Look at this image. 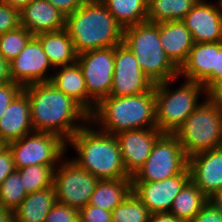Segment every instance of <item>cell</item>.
I'll list each match as a JSON object with an SVG mask.
<instances>
[{
  "label": "cell",
  "instance_id": "21",
  "mask_svg": "<svg viewBox=\"0 0 222 222\" xmlns=\"http://www.w3.org/2000/svg\"><path fill=\"white\" fill-rule=\"evenodd\" d=\"M158 30L163 50L171 62L180 69L194 45L190 30L182 20L159 22Z\"/></svg>",
  "mask_w": 222,
  "mask_h": 222
},
{
  "label": "cell",
  "instance_id": "10",
  "mask_svg": "<svg viewBox=\"0 0 222 222\" xmlns=\"http://www.w3.org/2000/svg\"><path fill=\"white\" fill-rule=\"evenodd\" d=\"M55 168L53 186L57 201L77 210L89 204L99 179L71 159Z\"/></svg>",
  "mask_w": 222,
  "mask_h": 222
},
{
  "label": "cell",
  "instance_id": "43",
  "mask_svg": "<svg viewBox=\"0 0 222 222\" xmlns=\"http://www.w3.org/2000/svg\"><path fill=\"white\" fill-rule=\"evenodd\" d=\"M222 77V47L216 52L215 68H213V82Z\"/></svg>",
  "mask_w": 222,
  "mask_h": 222
},
{
  "label": "cell",
  "instance_id": "11",
  "mask_svg": "<svg viewBox=\"0 0 222 222\" xmlns=\"http://www.w3.org/2000/svg\"><path fill=\"white\" fill-rule=\"evenodd\" d=\"M85 78L88 96L97 104L111 92L114 72V47L89 50L77 55Z\"/></svg>",
  "mask_w": 222,
  "mask_h": 222
},
{
  "label": "cell",
  "instance_id": "7",
  "mask_svg": "<svg viewBox=\"0 0 222 222\" xmlns=\"http://www.w3.org/2000/svg\"><path fill=\"white\" fill-rule=\"evenodd\" d=\"M173 80L155 85L156 128L162 133L174 134L187 117L201 104V92L206 88L199 82L185 80L183 85L171 91Z\"/></svg>",
  "mask_w": 222,
  "mask_h": 222
},
{
  "label": "cell",
  "instance_id": "16",
  "mask_svg": "<svg viewBox=\"0 0 222 222\" xmlns=\"http://www.w3.org/2000/svg\"><path fill=\"white\" fill-rule=\"evenodd\" d=\"M157 128L120 132L115 136L120 145L126 172L133 177L148 159L156 140L162 135Z\"/></svg>",
  "mask_w": 222,
  "mask_h": 222
},
{
  "label": "cell",
  "instance_id": "3",
  "mask_svg": "<svg viewBox=\"0 0 222 222\" xmlns=\"http://www.w3.org/2000/svg\"><path fill=\"white\" fill-rule=\"evenodd\" d=\"M65 30L77 54L116 47L122 43L123 27L100 0H89L65 17Z\"/></svg>",
  "mask_w": 222,
  "mask_h": 222
},
{
  "label": "cell",
  "instance_id": "32",
  "mask_svg": "<svg viewBox=\"0 0 222 222\" xmlns=\"http://www.w3.org/2000/svg\"><path fill=\"white\" fill-rule=\"evenodd\" d=\"M28 194L23 188L20 173L15 170L0 185V203L14 211Z\"/></svg>",
  "mask_w": 222,
  "mask_h": 222
},
{
  "label": "cell",
  "instance_id": "26",
  "mask_svg": "<svg viewBox=\"0 0 222 222\" xmlns=\"http://www.w3.org/2000/svg\"><path fill=\"white\" fill-rule=\"evenodd\" d=\"M207 202L208 197L190 180L175 197L170 213L182 222H190Z\"/></svg>",
  "mask_w": 222,
  "mask_h": 222
},
{
  "label": "cell",
  "instance_id": "4",
  "mask_svg": "<svg viewBox=\"0 0 222 222\" xmlns=\"http://www.w3.org/2000/svg\"><path fill=\"white\" fill-rule=\"evenodd\" d=\"M87 124L67 141L78 153L72 161L99 180L132 178L125 170L117 137Z\"/></svg>",
  "mask_w": 222,
  "mask_h": 222
},
{
  "label": "cell",
  "instance_id": "25",
  "mask_svg": "<svg viewBox=\"0 0 222 222\" xmlns=\"http://www.w3.org/2000/svg\"><path fill=\"white\" fill-rule=\"evenodd\" d=\"M132 192V178L99 180L89 205L113 211Z\"/></svg>",
  "mask_w": 222,
  "mask_h": 222
},
{
  "label": "cell",
  "instance_id": "19",
  "mask_svg": "<svg viewBox=\"0 0 222 222\" xmlns=\"http://www.w3.org/2000/svg\"><path fill=\"white\" fill-rule=\"evenodd\" d=\"M20 25L36 36L65 29V16L47 0H32L20 10Z\"/></svg>",
  "mask_w": 222,
  "mask_h": 222
},
{
  "label": "cell",
  "instance_id": "42",
  "mask_svg": "<svg viewBox=\"0 0 222 222\" xmlns=\"http://www.w3.org/2000/svg\"><path fill=\"white\" fill-rule=\"evenodd\" d=\"M149 222H182L170 212L153 213Z\"/></svg>",
  "mask_w": 222,
  "mask_h": 222
},
{
  "label": "cell",
  "instance_id": "31",
  "mask_svg": "<svg viewBox=\"0 0 222 222\" xmlns=\"http://www.w3.org/2000/svg\"><path fill=\"white\" fill-rule=\"evenodd\" d=\"M34 36L23 26L0 34V54L10 63Z\"/></svg>",
  "mask_w": 222,
  "mask_h": 222
},
{
  "label": "cell",
  "instance_id": "29",
  "mask_svg": "<svg viewBox=\"0 0 222 222\" xmlns=\"http://www.w3.org/2000/svg\"><path fill=\"white\" fill-rule=\"evenodd\" d=\"M58 165H30L17 169L27 194L53 186L54 171Z\"/></svg>",
  "mask_w": 222,
  "mask_h": 222
},
{
  "label": "cell",
  "instance_id": "14",
  "mask_svg": "<svg viewBox=\"0 0 222 222\" xmlns=\"http://www.w3.org/2000/svg\"><path fill=\"white\" fill-rule=\"evenodd\" d=\"M50 67L52 66L40 41L34 36L10 62V76L13 82L23 87L34 83L50 82L52 76L47 74Z\"/></svg>",
  "mask_w": 222,
  "mask_h": 222
},
{
  "label": "cell",
  "instance_id": "38",
  "mask_svg": "<svg viewBox=\"0 0 222 222\" xmlns=\"http://www.w3.org/2000/svg\"><path fill=\"white\" fill-rule=\"evenodd\" d=\"M190 222H222V213L208 201Z\"/></svg>",
  "mask_w": 222,
  "mask_h": 222
},
{
  "label": "cell",
  "instance_id": "30",
  "mask_svg": "<svg viewBox=\"0 0 222 222\" xmlns=\"http://www.w3.org/2000/svg\"><path fill=\"white\" fill-rule=\"evenodd\" d=\"M151 212L142 201L131 192L112 211V222H149Z\"/></svg>",
  "mask_w": 222,
  "mask_h": 222
},
{
  "label": "cell",
  "instance_id": "18",
  "mask_svg": "<svg viewBox=\"0 0 222 222\" xmlns=\"http://www.w3.org/2000/svg\"><path fill=\"white\" fill-rule=\"evenodd\" d=\"M222 47L221 42L194 43L186 62L179 69V76L188 81L201 83L206 89L213 83L216 52Z\"/></svg>",
  "mask_w": 222,
  "mask_h": 222
},
{
  "label": "cell",
  "instance_id": "28",
  "mask_svg": "<svg viewBox=\"0 0 222 222\" xmlns=\"http://www.w3.org/2000/svg\"><path fill=\"white\" fill-rule=\"evenodd\" d=\"M199 0H148L147 22L183 20Z\"/></svg>",
  "mask_w": 222,
  "mask_h": 222
},
{
  "label": "cell",
  "instance_id": "41",
  "mask_svg": "<svg viewBox=\"0 0 222 222\" xmlns=\"http://www.w3.org/2000/svg\"><path fill=\"white\" fill-rule=\"evenodd\" d=\"M10 63L0 54V85L12 83Z\"/></svg>",
  "mask_w": 222,
  "mask_h": 222
},
{
  "label": "cell",
  "instance_id": "34",
  "mask_svg": "<svg viewBox=\"0 0 222 222\" xmlns=\"http://www.w3.org/2000/svg\"><path fill=\"white\" fill-rule=\"evenodd\" d=\"M20 26V11L0 0V34Z\"/></svg>",
  "mask_w": 222,
  "mask_h": 222
},
{
  "label": "cell",
  "instance_id": "6",
  "mask_svg": "<svg viewBox=\"0 0 222 222\" xmlns=\"http://www.w3.org/2000/svg\"><path fill=\"white\" fill-rule=\"evenodd\" d=\"M174 135L188 158L222 147V106L205 97Z\"/></svg>",
  "mask_w": 222,
  "mask_h": 222
},
{
  "label": "cell",
  "instance_id": "24",
  "mask_svg": "<svg viewBox=\"0 0 222 222\" xmlns=\"http://www.w3.org/2000/svg\"><path fill=\"white\" fill-rule=\"evenodd\" d=\"M56 202L54 186L29 193L14 210V222H44Z\"/></svg>",
  "mask_w": 222,
  "mask_h": 222
},
{
  "label": "cell",
  "instance_id": "39",
  "mask_svg": "<svg viewBox=\"0 0 222 222\" xmlns=\"http://www.w3.org/2000/svg\"><path fill=\"white\" fill-rule=\"evenodd\" d=\"M65 17L79 9L80 5L89 0H47Z\"/></svg>",
  "mask_w": 222,
  "mask_h": 222
},
{
  "label": "cell",
  "instance_id": "5",
  "mask_svg": "<svg viewBox=\"0 0 222 222\" xmlns=\"http://www.w3.org/2000/svg\"><path fill=\"white\" fill-rule=\"evenodd\" d=\"M122 43L135 55L153 84L179 78V69L167 57L159 38L158 23L144 22L123 31Z\"/></svg>",
  "mask_w": 222,
  "mask_h": 222
},
{
  "label": "cell",
  "instance_id": "33",
  "mask_svg": "<svg viewBox=\"0 0 222 222\" xmlns=\"http://www.w3.org/2000/svg\"><path fill=\"white\" fill-rule=\"evenodd\" d=\"M44 222H79V210L57 201Z\"/></svg>",
  "mask_w": 222,
  "mask_h": 222
},
{
  "label": "cell",
  "instance_id": "13",
  "mask_svg": "<svg viewBox=\"0 0 222 222\" xmlns=\"http://www.w3.org/2000/svg\"><path fill=\"white\" fill-rule=\"evenodd\" d=\"M190 181V171L162 181H132V192L149 209L151 214L170 212L177 194Z\"/></svg>",
  "mask_w": 222,
  "mask_h": 222
},
{
  "label": "cell",
  "instance_id": "37",
  "mask_svg": "<svg viewBox=\"0 0 222 222\" xmlns=\"http://www.w3.org/2000/svg\"><path fill=\"white\" fill-rule=\"evenodd\" d=\"M16 170L12 154L9 148L4 145L0 149V185L5 178Z\"/></svg>",
  "mask_w": 222,
  "mask_h": 222
},
{
  "label": "cell",
  "instance_id": "20",
  "mask_svg": "<svg viewBox=\"0 0 222 222\" xmlns=\"http://www.w3.org/2000/svg\"><path fill=\"white\" fill-rule=\"evenodd\" d=\"M33 131L30 101L22 91L4 110L0 118V141L6 145Z\"/></svg>",
  "mask_w": 222,
  "mask_h": 222
},
{
  "label": "cell",
  "instance_id": "23",
  "mask_svg": "<svg viewBox=\"0 0 222 222\" xmlns=\"http://www.w3.org/2000/svg\"><path fill=\"white\" fill-rule=\"evenodd\" d=\"M41 43L44 53L53 68L76 63L77 53L72 39L65 29L41 33L35 36Z\"/></svg>",
  "mask_w": 222,
  "mask_h": 222
},
{
  "label": "cell",
  "instance_id": "40",
  "mask_svg": "<svg viewBox=\"0 0 222 222\" xmlns=\"http://www.w3.org/2000/svg\"><path fill=\"white\" fill-rule=\"evenodd\" d=\"M207 95V96H206ZM206 98L222 106V77L216 79L207 89Z\"/></svg>",
  "mask_w": 222,
  "mask_h": 222
},
{
  "label": "cell",
  "instance_id": "9",
  "mask_svg": "<svg viewBox=\"0 0 222 222\" xmlns=\"http://www.w3.org/2000/svg\"><path fill=\"white\" fill-rule=\"evenodd\" d=\"M66 144L57 134L33 131L6 146L17 170L30 165H58L67 150Z\"/></svg>",
  "mask_w": 222,
  "mask_h": 222
},
{
  "label": "cell",
  "instance_id": "8",
  "mask_svg": "<svg viewBox=\"0 0 222 222\" xmlns=\"http://www.w3.org/2000/svg\"><path fill=\"white\" fill-rule=\"evenodd\" d=\"M187 168L188 157L177 137L163 133L132 181H162L183 173Z\"/></svg>",
  "mask_w": 222,
  "mask_h": 222
},
{
  "label": "cell",
  "instance_id": "46",
  "mask_svg": "<svg viewBox=\"0 0 222 222\" xmlns=\"http://www.w3.org/2000/svg\"><path fill=\"white\" fill-rule=\"evenodd\" d=\"M3 3L9 5L10 7L16 8L19 11L27 6L32 0H1Z\"/></svg>",
  "mask_w": 222,
  "mask_h": 222
},
{
  "label": "cell",
  "instance_id": "12",
  "mask_svg": "<svg viewBox=\"0 0 222 222\" xmlns=\"http://www.w3.org/2000/svg\"><path fill=\"white\" fill-rule=\"evenodd\" d=\"M154 84L123 43L114 47V72L109 96L124 97L149 91Z\"/></svg>",
  "mask_w": 222,
  "mask_h": 222
},
{
  "label": "cell",
  "instance_id": "22",
  "mask_svg": "<svg viewBox=\"0 0 222 222\" xmlns=\"http://www.w3.org/2000/svg\"><path fill=\"white\" fill-rule=\"evenodd\" d=\"M58 68V72L51 75L50 82L66 96L76 101L90 115L96 103L88 96L85 78L79 64L76 62Z\"/></svg>",
  "mask_w": 222,
  "mask_h": 222
},
{
  "label": "cell",
  "instance_id": "1",
  "mask_svg": "<svg viewBox=\"0 0 222 222\" xmlns=\"http://www.w3.org/2000/svg\"><path fill=\"white\" fill-rule=\"evenodd\" d=\"M30 101L34 131L53 133L66 142L89 122V114L51 82L34 83L23 88ZM76 120L83 124H78ZM77 123V124H76Z\"/></svg>",
  "mask_w": 222,
  "mask_h": 222
},
{
  "label": "cell",
  "instance_id": "15",
  "mask_svg": "<svg viewBox=\"0 0 222 222\" xmlns=\"http://www.w3.org/2000/svg\"><path fill=\"white\" fill-rule=\"evenodd\" d=\"M194 43L222 41V0L216 5L199 0L182 20Z\"/></svg>",
  "mask_w": 222,
  "mask_h": 222
},
{
  "label": "cell",
  "instance_id": "47",
  "mask_svg": "<svg viewBox=\"0 0 222 222\" xmlns=\"http://www.w3.org/2000/svg\"><path fill=\"white\" fill-rule=\"evenodd\" d=\"M4 146V144L0 141V149Z\"/></svg>",
  "mask_w": 222,
  "mask_h": 222
},
{
  "label": "cell",
  "instance_id": "36",
  "mask_svg": "<svg viewBox=\"0 0 222 222\" xmlns=\"http://www.w3.org/2000/svg\"><path fill=\"white\" fill-rule=\"evenodd\" d=\"M23 88L22 85L15 82L0 85V118L4 110L23 91Z\"/></svg>",
  "mask_w": 222,
  "mask_h": 222
},
{
  "label": "cell",
  "instance_id": "44",
  "mask_svg": "<svg viewBox=\"0 0 222 222\" xmlns=\"http://www.w3.org/2000/svg\"><path fill=\"white\" fill-rule=\"evenodd\" d=\"M208 201L220 212L222 213V190L213 193Z\"/></svg>",
  "mask_w": 222,
  "mask_h": 222
},
{
  "label": "cell",
  "instance_id": "2",
  "mask_svg": "<svg viewBox=\"0 0 222 222\" xmlns=\"http://www.w3.org/2000/svg\"><path fill=\"white\" fill-rule=\"evenodd\" d=\"M93 122L101 125L98 130L112 135L156 128L155 85L144 93L101 99L89 115V123Z\"/></svg>",
  "mask_w": 222,
  "mask_h": 222
},
{
  "label": "cell",
  "instance_id": "35",
  "mask_svg": "<svg viewBox=\"0 0 222 222\" xmlns=\"http://www.w3.org/2000/svg\"><path fill=\"white\" fill-rule=\"evenodd\" d=\"M79 222H112V212L87 204L79 210Z\"/></svg>",
  "mask_w": 222,
  "mask_h": 222
},
{
  "label": "cell",
  "instance_id": "45",
  "mask_svg": "<svg viewBox=\"0 0 222 222\" xmlns=\"http://www.w3.org/2000/svg\"><path fill=\"white\" fill-rule=\"evenodd\" d=\"M0 222H14V211L0 203Z\"/></svg>",
  "mask_w": 222,
  "mask_h": 222
},
{
  "label": "cell",
  "instance_id": "27",
  "mask_svg": "<svg viewBox=\"0 0 222 222\" xmlns=\"http://www.w3.org/2000/svg\"><path fill=\"white\" fill-rule=\"evenodd\" d=\"M123 29L147 22L148 0H100Z\"/></svg>",
  "mask_w": 222,
  "mask_h": 222
},
{
  "label": "cell",
  "instance_id": "17",
  "mask_svg": "<svg viewBox=\"0 0 222 222\" xmlns=\"http://www.w3.org/2000/svg\"><path fill=\"white\" fill-rule=\"evenodd\" d=\"M190 180L209 198L222 190V147L188 158Z\"/></svg>",
  "mask_w": 222,
  "mask_h": 222
}]
</instances>
